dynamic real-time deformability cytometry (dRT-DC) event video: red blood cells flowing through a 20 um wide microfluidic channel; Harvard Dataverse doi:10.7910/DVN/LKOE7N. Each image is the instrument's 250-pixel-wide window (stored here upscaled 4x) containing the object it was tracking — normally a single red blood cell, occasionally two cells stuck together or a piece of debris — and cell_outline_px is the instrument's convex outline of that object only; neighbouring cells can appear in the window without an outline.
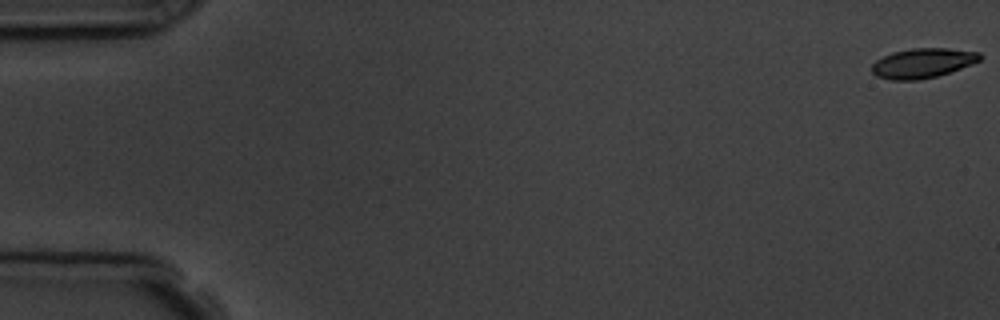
{"species": "common noctule bat (a hibernating species)", "species_latin": "Nyctalus noctula", "temperature_condition": "room temperature", "stored_images_in_passage": 11, "camera_frame_rate_fps": 3000, "um_per_image_px": 0.085, "animal": {"sex": "male", "body_mass_g": 19.5, "forearm_length_mm": 54.6}, "frame": {"image": 1, "passage_image": 1, "time_ms": 0.0, "image_size_px": [1000, 320], "cell_outline_px": [[984, 56], [980, 60], [972, 64], [936, 76], [916, 80], [892, 80], [876, 76], [872, 72], [872, 64], [876, 60], [892, 52], [912, 48], [948, 48], [980, 52]], "centroid_in_image_um": [78.43, 5.35], "position_along_channel_um": 6.6, "area_um2": 18.67}}
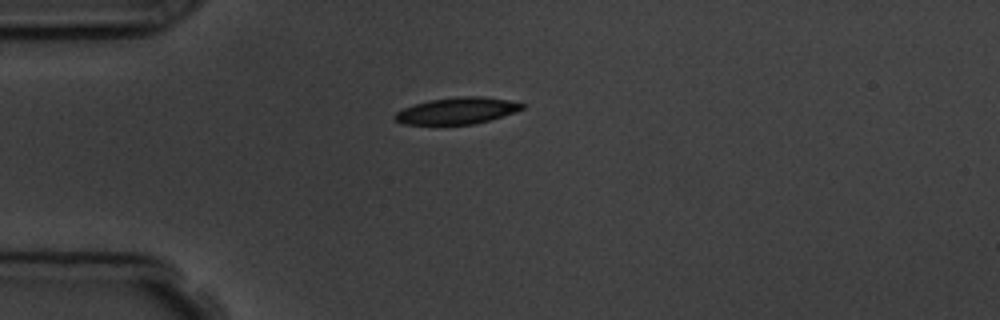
{"frame": {"image": 2, "passage_image": 5, "time_ms": 4.667, "image_size_px": [1000, 320], "cell_outline_px": [[524, 108], [488, 120], [472, 124], [404, 124], [396, 120], [392, 116], [396, 112], [404, 108], [428, 100], [456, 96], [480, 96], [508, 100], [524, 104]], "centroid_in_image_um": [38.8, 9.4], "position_along_channel_um": 46.2, "area_um2": 19.36}}
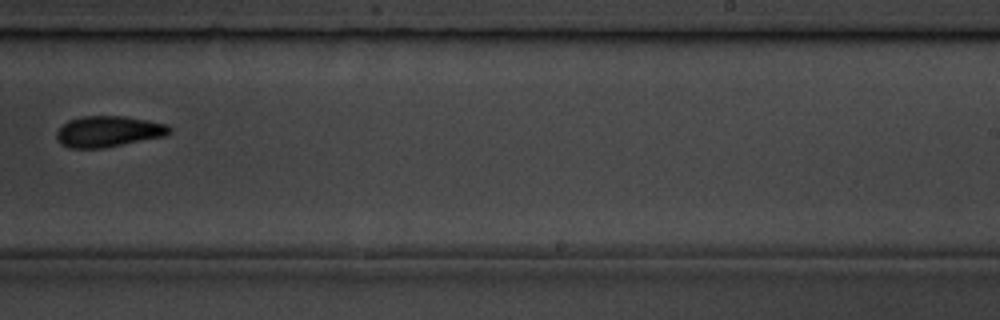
{"frame": {"image": 3, "passage_image": 11, "time_ms": 11.333, "image_size_px": [1000, 320], "cell_outline_px": [[172, 132], [168, 136], [104, 148], [72, 148], [60, 144], [56, 136], [56, 132], [68, 120], [80, 116], [124, 116], [148, 120], [168, 124], [172, 128]], "centroid_in_image_um": [9.27, 11.17], "position_along_channel_um": 279.7, "area_um2": 20.69}}